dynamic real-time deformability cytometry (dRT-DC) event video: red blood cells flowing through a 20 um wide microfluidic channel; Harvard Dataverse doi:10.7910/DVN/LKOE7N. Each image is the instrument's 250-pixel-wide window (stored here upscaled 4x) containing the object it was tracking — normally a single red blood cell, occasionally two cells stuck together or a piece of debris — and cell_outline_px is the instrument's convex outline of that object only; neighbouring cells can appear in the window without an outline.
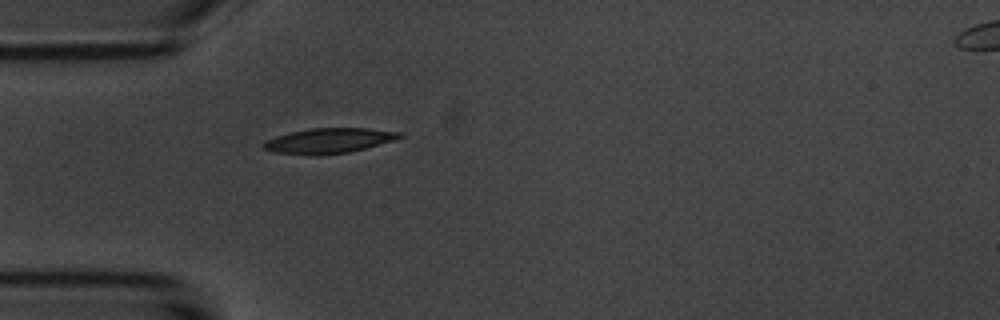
{"species": "common noctule bat (a hibernating species)", "species_latin": "Nyctalus noctula", "temperature_condition": "room temperature", "stored_images_in_passage": 40, "camera_frame_rate_fps": 3000, "um_per_image_px": 0.085, "animal": {"sex": "male", "body_mass_g": 20.1, "forearm_length_mm": 53.5}, "frame": {"image": 1, "passage_image": 1, "time_ms": 0.0, "image_size_px": [1000, 320], "cell_outline_px": [[404, 136], [396, 140], [348, 152], [320, 156], [312, 156], [276, 152], [264, 148], [260, 144], [264, 140], [276, 136], [292, 132], [312, 128], [368, 128], [404, 132]], "centroid_in_image_um": [27.97, 11.96], "position_along_channel_um": 57.0, "area_um2": 20.11}}
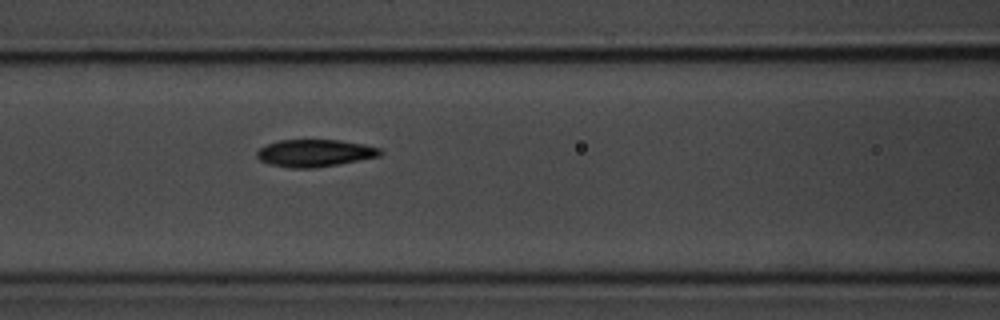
{"frame": {"image": 2, "passage_image": 8, "time_ms": 2.333, "image_size_px": [1000, 320], "cell_outline_px": [[384, 152], [380, 156], [340, 164], [312, 168], [292, 168], [268, 164], [260, 160], [256, 156], [256, 152], [260, 148], [268, 144], [280, 140], [340, 140], [364, 144], [380, 148]], "centroid_in_image_um": [26.78, 13.01], "position_along_channel_um": 139.8, "area_um2": 19.65}}
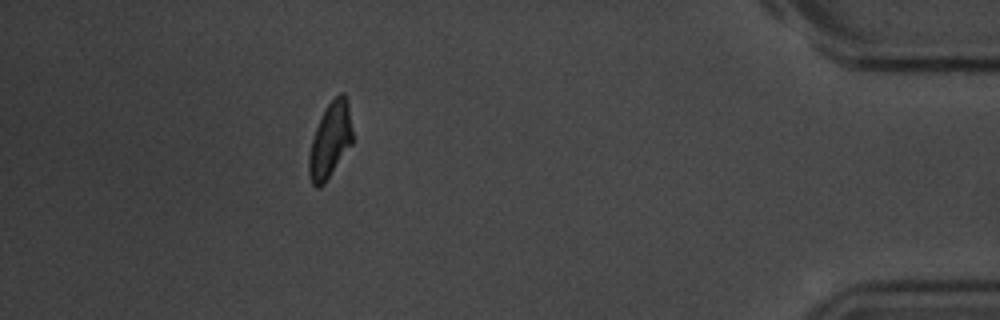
{"frame": {"image": 3, "passage_image": 34, "time_ms": 11.0, "image_size_px": [1000, 320], "cell_outline_px": [[352, 144], [324, 184], [316, 188], [312, 184], [308, 172], [308, 156], [312, 140], [316, 128], [328, 104], [340, 92], [344, 92], [348, 100], [352, 132]], "centroid_in_image_um": [28.07, 11.93], "position_along_channel_um": 407.1, "area_um2": 18.96}, "authors_computed_cell_mechanics": {"area_um2": 19.7098, "velocity_mm_per_s": 3.6885, "shape_relaxation_time_tau1_ms": 3.1232, "shape_relaxation_time_tau2_ms": 3.0913, "deformation_change_tau1": 0.1383, "deformation_change_tau2": 0.0859}}